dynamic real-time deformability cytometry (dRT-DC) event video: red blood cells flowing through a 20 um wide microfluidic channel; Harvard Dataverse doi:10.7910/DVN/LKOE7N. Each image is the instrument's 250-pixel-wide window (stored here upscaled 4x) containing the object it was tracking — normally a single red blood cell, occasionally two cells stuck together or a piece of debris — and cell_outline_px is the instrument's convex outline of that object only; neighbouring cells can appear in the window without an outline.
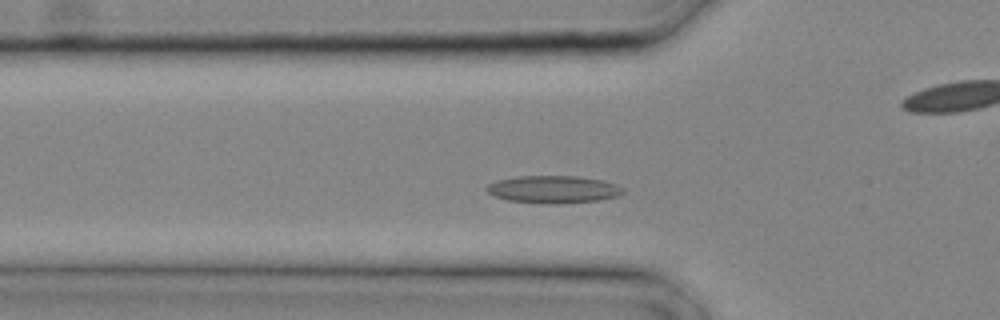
{"species": "common noctule bat (a hibernating species)", "species_latin": "Nyctalus noctula", "temperature_condition": "cold", "stored_images_in_passage": 10, "camera_frame_rate_fps": 3000, "um_per_image_px": 0.085, "animal": {"sex": "male", "body_mass_g": 20.4}, "frame": {"image": 1, "passage_image": 6, "time_ms": 1.667, "image_size_px": [1000, 320], "cell_outline_px": [[624, 192], [616, 196], [600, 200], [556, 204], [540, 204], [508, 200], [492, 196], [484, 188], [488, 184], [496, 180], [516, 176], [576, 176], [600, 180], [616, 184], [624, 188]], "centroid_in_image_um": [46.98, 16.1], "position_along_channel_um": 78.8, "area_um2": 22.02}}